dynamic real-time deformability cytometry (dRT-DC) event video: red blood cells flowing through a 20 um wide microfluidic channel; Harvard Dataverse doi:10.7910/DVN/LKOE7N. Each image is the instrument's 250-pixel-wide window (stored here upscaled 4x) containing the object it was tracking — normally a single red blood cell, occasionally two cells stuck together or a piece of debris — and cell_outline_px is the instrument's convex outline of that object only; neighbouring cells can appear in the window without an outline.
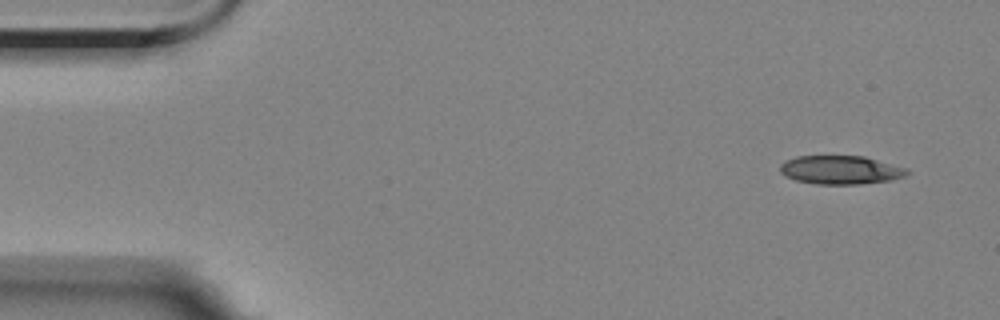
{"species": "Egyptian fruit bat (a non-hibernating species)", "species_latin": "Rousettus aegyptiacus", "temperature_condition": "room temperature", "stored_images_in_passage": 11, "camera_frame_rate_fps": 3000, "um_per_image_px": 0.085, "animal": {"sex": "female"}, "frame": {"image": 1, "passage_image": 1, "time_ms": 0.0, "image_size_px": [1000, 320], "cell_outline_px": [[912, 172], [904, 176], [892, 180], [860, 184], [816, 184], [796, 180], [784, 176], [780, 172], [780, 164], [784, 160], [796, 156], [864, 156], [908, 168]], "centroid_in_image_um": [71.46, 14.44], "position_along_channel_um": 13.5, "area_um2": 21.39}}
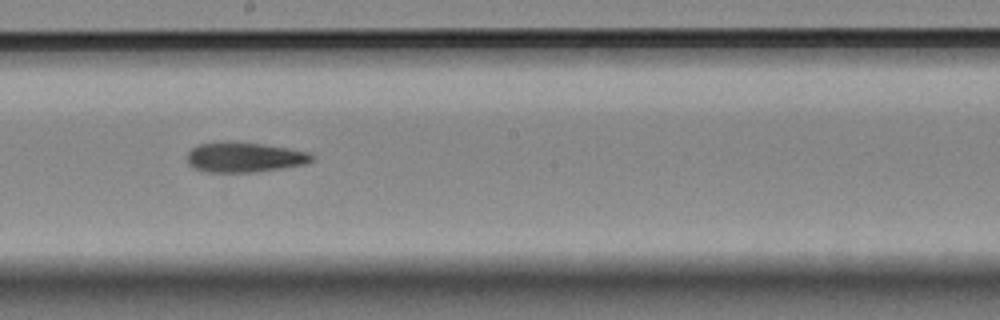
{"frame": {"image": 2, "passage_image": 8, "time_ms": 9.0, "image_size_px": [1000, 320], "cell_outline_px": [[316, 156], [312, 160], [304, 164], [256, 172], [204, 172], [192, 168], [188, 164], [188, 152], [192, 148], [200, 144], [228, 140], [260, 144], [288, 148], [308, 152]], "centroid_in_image_um": [20.74, 13.36], "position_along_channel_um": 227.5, "area_um2": 21.91}}
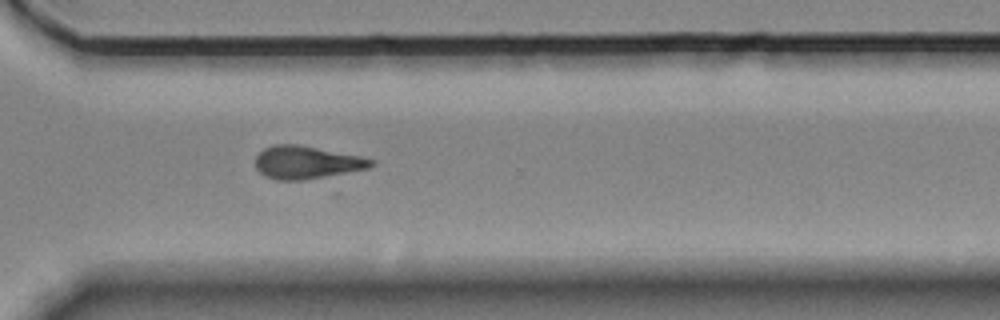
{"frame": {"image": 3, "passage_image": 11, "time_ms": 12.333, "image_size_px": [1000, 320], "cell_outline_px": [[376, 164], [368, 168], [304, 180], [276, 180], [260, 172], [256, 168], [256, 156], [264, 148], [272, 144], [296, 144], [360, 156], [376, 160]], "centroid_in_image_um": [26.06, 13.79], "position_along_channel_um": 344.5, "area_um2": 21.91}}